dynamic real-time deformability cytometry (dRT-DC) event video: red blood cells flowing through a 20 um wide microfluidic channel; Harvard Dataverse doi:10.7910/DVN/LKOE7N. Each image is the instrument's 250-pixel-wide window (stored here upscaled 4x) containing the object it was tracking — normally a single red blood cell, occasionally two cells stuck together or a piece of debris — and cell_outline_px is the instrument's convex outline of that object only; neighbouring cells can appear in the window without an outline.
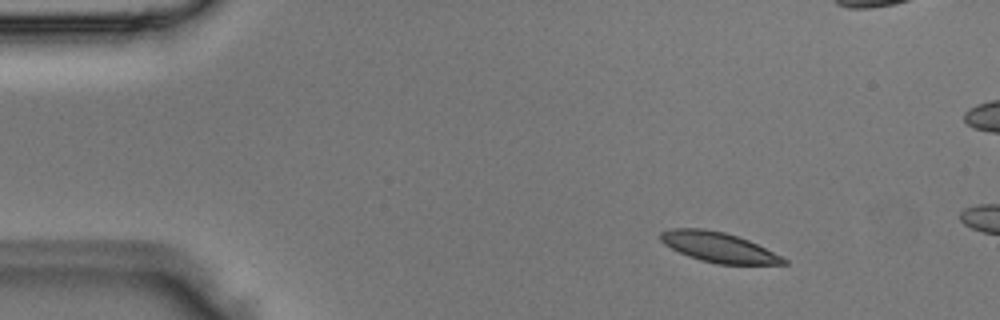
{"species": "Egyptian fruit bat (a non-hibernating species)", "species_latin": "Rousettus aegyptiacus", "temperature_condition": "room temperature", "stored_images_in_passage": 2, "camera_frame_rate_fps": 3000, "um_per_image_px": 0.085, "animal": {"sex": "male"}, "frame": {"image": 1, "passage_image": 1, "time_ms": 0.0, "image_size_px": [1000, 320], "cell_outline_px": [[788, 264], [716, 264], [700, 260], [688, 256], [664, 244], [660, 240], [660, 232], [668, 228], [704, 228], [724, 232], [748, 240], [788, 260]], "centroid_in_image_um": [61.03, 21.0], "position_along_channel_um": 24.0, "area_um2": 21.33}}